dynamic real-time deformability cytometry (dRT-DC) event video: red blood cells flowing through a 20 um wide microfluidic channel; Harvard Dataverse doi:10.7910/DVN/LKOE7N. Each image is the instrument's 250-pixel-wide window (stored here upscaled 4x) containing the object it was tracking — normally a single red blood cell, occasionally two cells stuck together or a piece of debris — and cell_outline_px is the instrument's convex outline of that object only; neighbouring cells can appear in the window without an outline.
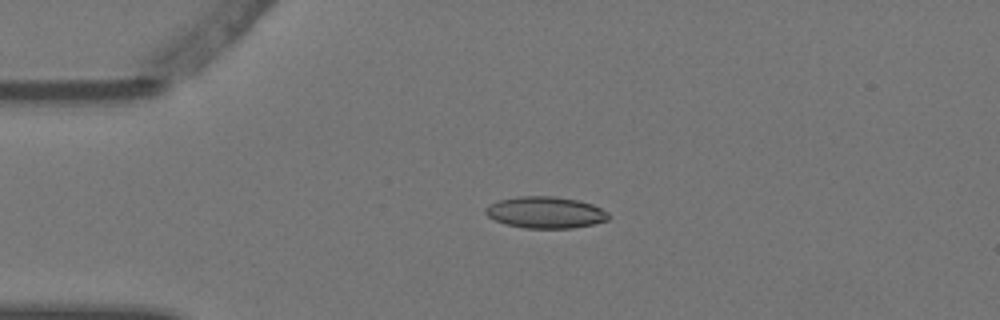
{"species": "Egyptian fruit bat (a non-hibernating species)", "species_latin": "Rousettus aegyptiacus", "temperature_condition": "warm", "stored_images_in_passage": 5, "camera_frame_rate_fps": 3000, "um_per_image_px": 0.085, "animal": {"sex": "female"}, "frame": {"image": 1, "passage_image": 4, "time_ms": 1.0, "image_size_px": [1000, 320], "cell_outline_px": [[608, 220], [592, 224], [572, 228], [524, 228], [508, 224], [496, 220], [488, 216], [484, 212], [484, 208], [488, 204], [500, 200], [516, 196], [556, 196], [580, 200], [592, 204], [608, 212]], "centroid_in_image_um": [46.35, 18.04], "position_along_channel_um": 38.6, "area_um2": 22.66}}